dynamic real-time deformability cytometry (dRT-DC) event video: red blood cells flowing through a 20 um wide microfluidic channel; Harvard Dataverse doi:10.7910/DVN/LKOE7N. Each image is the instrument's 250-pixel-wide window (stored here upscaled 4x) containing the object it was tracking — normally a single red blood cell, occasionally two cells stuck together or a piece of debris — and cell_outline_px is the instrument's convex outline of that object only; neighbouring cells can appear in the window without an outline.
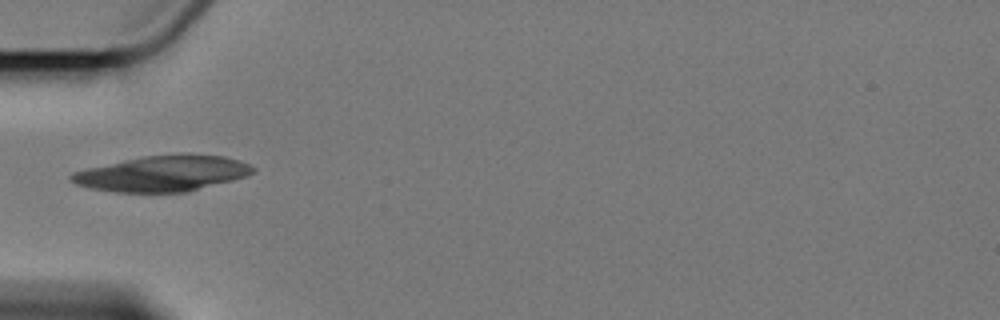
{"species": "Egyptian fruit bat (a non-hibernating species)", "species_latin": "Rousettus aegyptiacus", "temperature_condition": "cold", "stored_images_in_passage": 4, "camera_frame_rate_fps": 3000, "um_per_image_px": 0.085, "animal": {"sex": "female"}, "frame": {"image": 1, "passage_image": 1, "time_ms": 0.0, "image_size_px": [1000, 320], "cell_outline_px": [[256, 168], [252, 172], [244, 176], [232, 180], [188, 192], [116, 192], [92, 188], [76, 184], [68, 180], [68, 176], [72, 172], [88, 168], [124, 160], [144, 156], [224, 156], [240, 160]], "centroid_in_image_um": [13.76, 14.78], "position_along_channel_um": 71.2, "area_um2": 36.82}}